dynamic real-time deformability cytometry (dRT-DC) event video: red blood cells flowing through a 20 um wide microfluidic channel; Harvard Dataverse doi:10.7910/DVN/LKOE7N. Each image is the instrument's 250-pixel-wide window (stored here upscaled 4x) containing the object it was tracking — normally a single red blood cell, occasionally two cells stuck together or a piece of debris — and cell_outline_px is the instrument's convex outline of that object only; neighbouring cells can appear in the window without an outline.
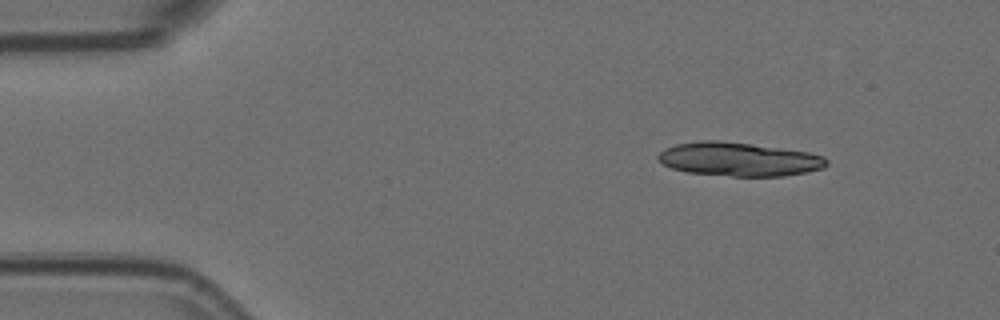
{"species": "Egyptian fruit bat (a non-hibernating species)", "species_latin": "Rousettus aegyptiacus", "temperature_condition": "room temperature", "stored_images_in_passage": 4, "camera_frame_rate_fps": 3000, "um_per_image_px": 0.085, "animal": {"sex": "female"}, "frame": {"image": 1, "passage_image": 1, "time_ms": 0.0, "image_size_px": [1000, 320], "cell_outline_px": [[828, 164], [824, 168], [808, 172], [784, 176], [732, 176], [688, 172], [672, 168], [664, 164], [656, 156], [664, 148], [676, 144], [700, 140], [720, 140], [752, 144], [808, 152], [824, 156], [828, 160]], "centroid_in_image_um": [62.83, 13.53], "position_along_channel_um": 22.2, "area_um2": 33.18}}